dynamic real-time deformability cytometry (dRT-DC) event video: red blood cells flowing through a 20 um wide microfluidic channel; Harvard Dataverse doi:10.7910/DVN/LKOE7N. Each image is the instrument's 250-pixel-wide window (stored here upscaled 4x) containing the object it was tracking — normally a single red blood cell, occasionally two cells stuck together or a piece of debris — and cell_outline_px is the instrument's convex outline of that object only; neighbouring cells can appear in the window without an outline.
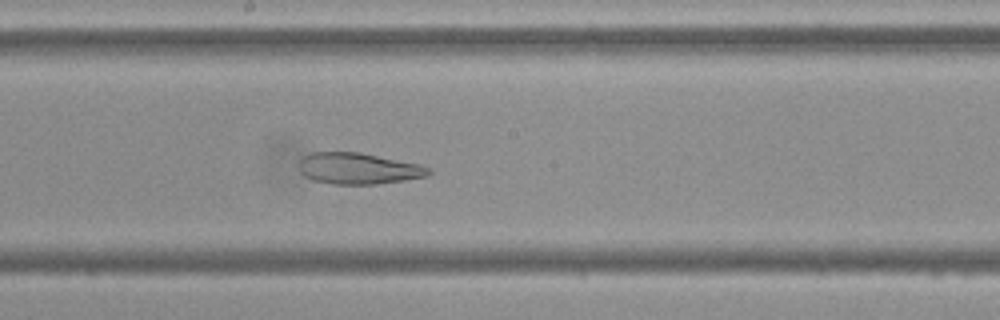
{"species": "Egyptian fruit bat (a non-hibernating species)", "species_latin": "Rousettus aegyptiacus", "temperature_condition": "cold", "stored_images_in_passage": 42, "camera_frame_rate_fps": 3000, "um_per_image_px": 0.085, "frame": {"image": 1, "passage_image": 17, "time_ms": 5.333, "image_size_px": [1000, 320], "cell_outline_px": [[432, 172], [428, 176], [404, 180], [376, 184], [332, 184], [312, 180], [304, 176], [300, 172], [300, 160], [304, 156], [312, 152], [360, 152], [420, 164], [432, 168]], "centroid_in_image_um": [30.49, 14.32], "position_along_channel_um": 217.7, "area_um2": 23.76}}
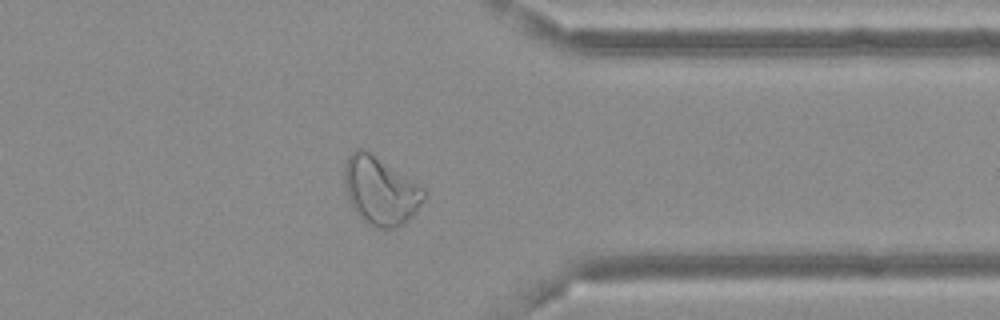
{"frame": {"image": 2, "passage_image": 31, "time_ms": 10.0, "image_size_px": [1000, 320], "cell_outline_px": [[428, 192], [424, 200], [412, 216], [404, 224], [396, 228], [376, 228], [368, 224], [352, 208], [344, 188], [344, 164], [348, 156], [356, 148], [364, 148], [424, 188]], "centroid_in_image_um": [32.32, 16.22], "position_along_channel_um": 379.1, "area_um2": 31.62}}
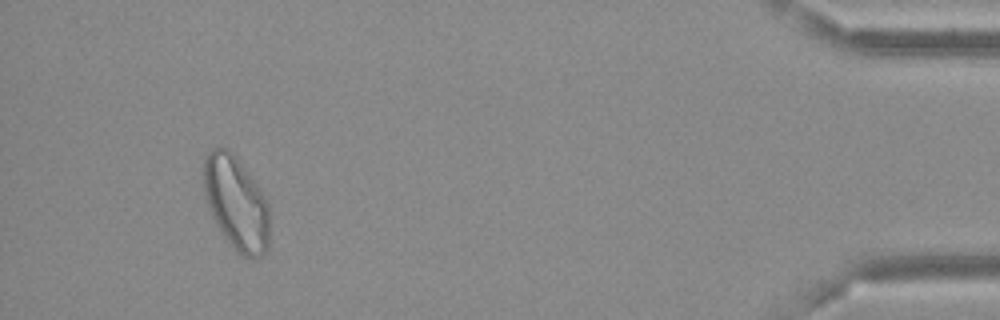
{"frame": {"image": 3, "passage_image": 39, "time_ms": 12.667, "image_size_px": [1000, 320], "cell_outline_px": [[268, 248], [260, 256], [244, 256], [236, 252], [216, 224], [208, 208], [204, 196], [200, 168], [204, 156], [212, 148], [228, 148], [232, 152], [248, 172], [260, 188], [268, 200]], "centroid_in_image_um": [20.01, 17.19], "position_along_channel_um": 415.2, "area_um2": 36.36}, "authors_computed_cell_mechanics": {"area_um2": 29.0156, "velocity_mm_per_s": 3.6171, "shape_relaxation_time_tau1_ms": null, "shape_relaxation_time_tau2_ms": 3.3068, "deformation_change_tau1": null, "deformation_change_tau2": 0.1081}}